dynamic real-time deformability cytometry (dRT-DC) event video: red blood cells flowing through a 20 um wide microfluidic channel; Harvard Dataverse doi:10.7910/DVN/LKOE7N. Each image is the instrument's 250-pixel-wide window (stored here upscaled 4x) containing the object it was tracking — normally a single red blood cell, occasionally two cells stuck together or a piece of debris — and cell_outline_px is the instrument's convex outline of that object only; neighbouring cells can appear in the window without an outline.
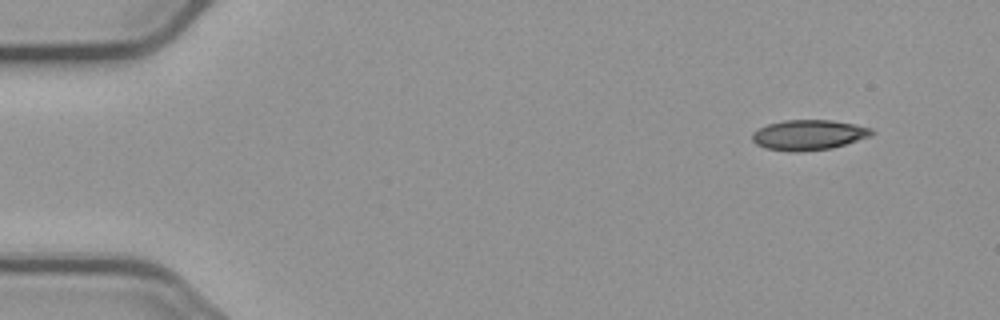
{"species": "common noctule bat (a hibernating species)", "species_latin": "Nyctalus noctula", "temperature_condition": "cold", "stored_images_in_passage": 5, "camera_frame_rate_fps": 3000, "um_per_image_px": 0.085, "animal": {"sex": "male", "body_mass_g": 23.1, "forearm_length_mm": 52.7}, "frame": {"image": 1, "passage_image": 1, "time_ms": 0.0, "image_size_px": [1000, 320], "cell_outline_px": [[876, 132], [872, 136], [832, 148], [800, 152], [796, 152], [764, 148], [756, 144], [752, 140], [752, 132], [768, 124], [784, 120], [828, 120], [856, 124], [872, 128]], "centroid_in_image_um": [68.76, 11.47], "position_along_channel_um": 16.2, "area_um2": 21.15}}
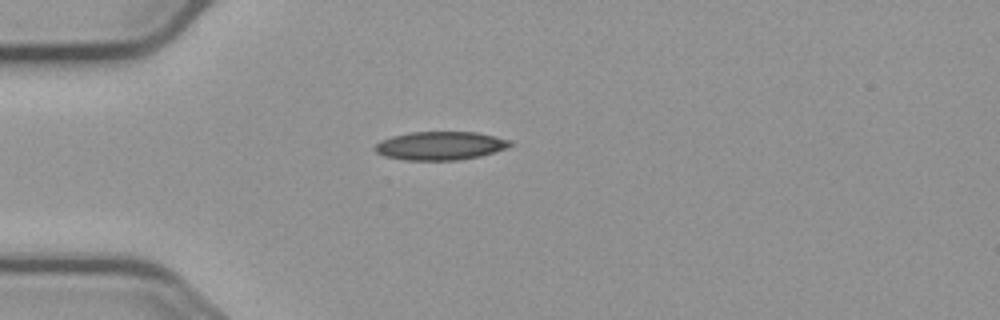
{"frame": {"image": 2, "passage_image": 3, "time_ms": 3.333, "image_size_px": [1000, 320], "cell_outline_px": [[512, 144], [508, 148], [480, 156], [456, 160], [404, 160], [384, 156], [376, 152], [372, 148], [380, 140], [392, 136], [412, 132], [476, 132], [512, 140]], "centroid_in_image_um": [37.41, 12.39], "position_along_channel_um": 47.6, "area_um2": 22.48}}
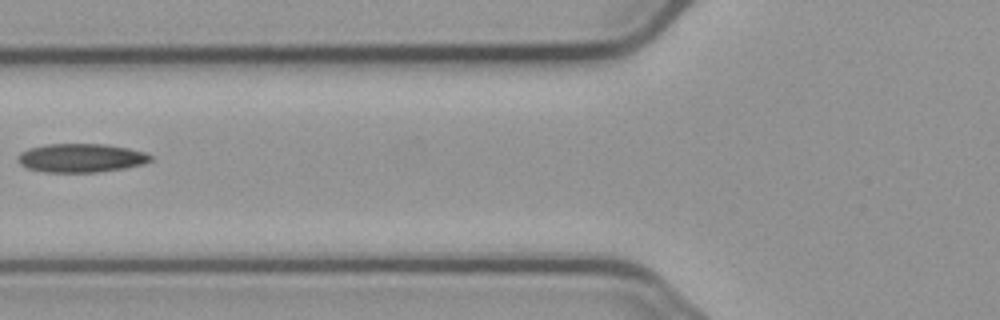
{"frame": {"image": 3, "passage_image": 5, "time_ms": 5.667, "image_size_px": [1000, 320], "cell_outline_px": [[152, 160], [144, 164], [124, 168], [96, 172], [44, 172], [28, 168], [20, 164], [16, 156], [20, 152], [28, 148], [44, 144], [104, 144], [128, 148], [144, 152], [152, 156]], "centroid_in_image_um": [6.86, 13.42], "position_along_channel_um": 118.9, "area_um2": 22.25}}